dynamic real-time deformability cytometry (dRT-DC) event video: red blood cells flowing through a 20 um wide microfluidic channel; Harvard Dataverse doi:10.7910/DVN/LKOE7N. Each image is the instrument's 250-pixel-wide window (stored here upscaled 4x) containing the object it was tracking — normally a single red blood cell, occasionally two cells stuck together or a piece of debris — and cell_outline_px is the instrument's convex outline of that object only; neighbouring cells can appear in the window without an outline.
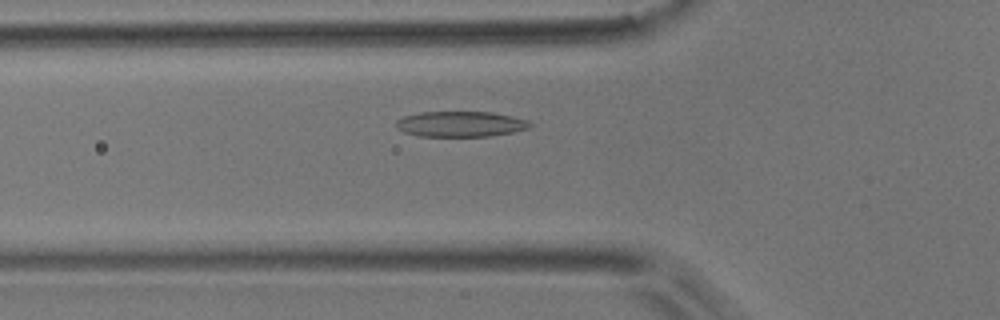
{"species": "common noctule bat (a hibernating species)", "species_latin": "Nyctalus noctula", "temperature_condition": "room temperature", "stored_images_in_passage": 41, "camera_frame_rate_fps": 3000, "um_per_image_px": 0.085, "animal": {"sex": "male", "body_mass_g": 17.9}, "frame": {"image": 1, "passage_image": 6, "time_ms": 1.667, "image_size_px": [1000, 320], "cell_outline_px": [[532, 124], [528, 128], [512, 132], [488, 136], [420, 136], [404, 132], [396, 128], [396, 120], [404, 116], [420, 112], [492, 112], [512, 116], [528, 120]], "centroid_in_image_um": [39.13, 10.54], "position_along_channel_um": 86.7, "area_um2": 19.83}}
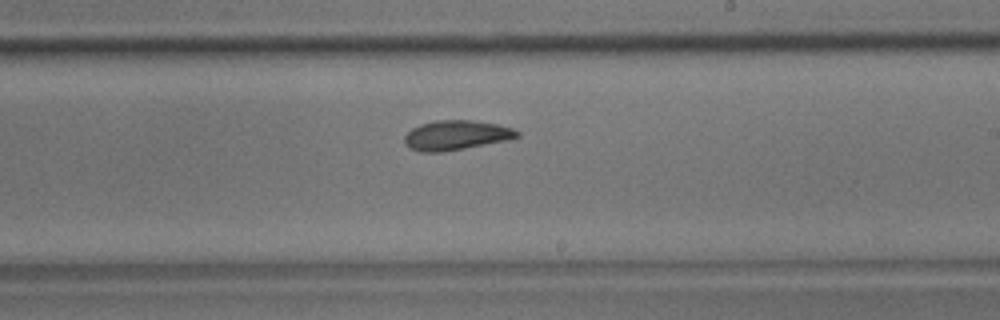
{"frame": {"image": 2, "passage_image": 19, "time_ms": 6.0, "image_size_px": [1000, 320], "cell_outline_px": [[520, 136], [508, 140], [444, 152], [420, 152], [408, 148], [404, 144], [404, 136], [412, 128], [420, 124], [436, 120], [472, 120], [496, 124], [512, 128], [520, 132]], "centroid_in_image_um": [38.74, 11.5], "position_along_channel_um": 250.3, "area_um2": 19.59}}
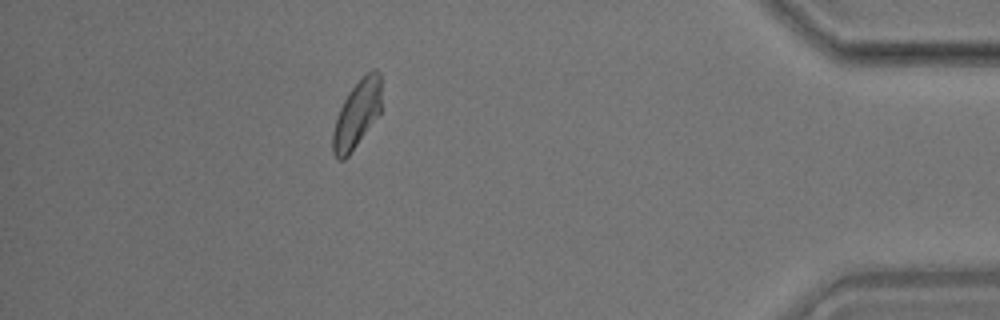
{"frame": {"image": 3, "passage_image": 35, "time_ms": 11.333, "image_size_px": [1000, 320], "cell_outline_px": [[380, 112], [348, 156], [344, 160], [336, 160], [332, 152], [332, 132], [340, 108], [348, 92], [372, 68], [376, 68], [380, 72]], "centroid_in_image_um": [30.31, 9.73], "position_along_channel_um": 404.9, "area_um2": 18.73}, "authors_computed_cell_mechanics": {"area_um2": 19.363, "velocity_mm_per_s": 3.7685, "shape_relaxation_time_tau1_ms": 4.8043, "shape_relaxation_time_tau2_ms": 2.3894, "deformation_change_tau1": 0.1232, "deformation_change_tau2": 0.0821}}